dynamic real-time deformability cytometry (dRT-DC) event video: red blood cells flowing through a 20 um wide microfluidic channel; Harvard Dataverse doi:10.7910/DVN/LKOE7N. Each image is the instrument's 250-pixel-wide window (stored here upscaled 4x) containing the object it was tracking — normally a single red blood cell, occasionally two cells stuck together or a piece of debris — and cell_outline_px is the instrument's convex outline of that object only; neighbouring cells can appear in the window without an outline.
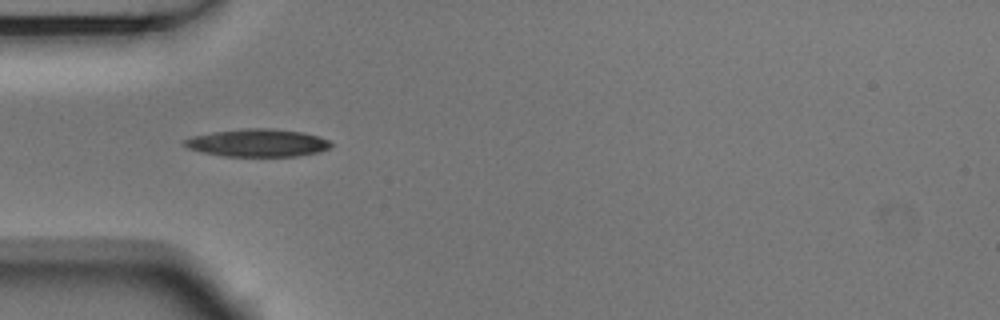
{"species": "Egyptian fruit bat (a non-hibernating species)", "species_latin": "Rousettus aegyptiacus", "temperature_condition": "room temperature", "stored_images_in_passage": 8, "camera_frame_rate_fps": 3000, "um_per_image_px": 0.085, "animal": {"sex": "male"}, "frame": {"image": 1, "passage_image": 4, "time_ms": 1.0, "image_size_px": [1000, 320], "cell_outline_px": [[332, 148], [320, 152], [300, 156], [224, 156], [200, 152], [188, 148], [184, 144], [184, 140], [192, 136], [212, 132], [244, 128], [268, 128], [304, 132], [320, 136], [328, 140], [332, 144]], "centroid_in_image_um": [21.94, 12.14], "position_along_channel_um": 63.1, "area_um2": 23.87}}
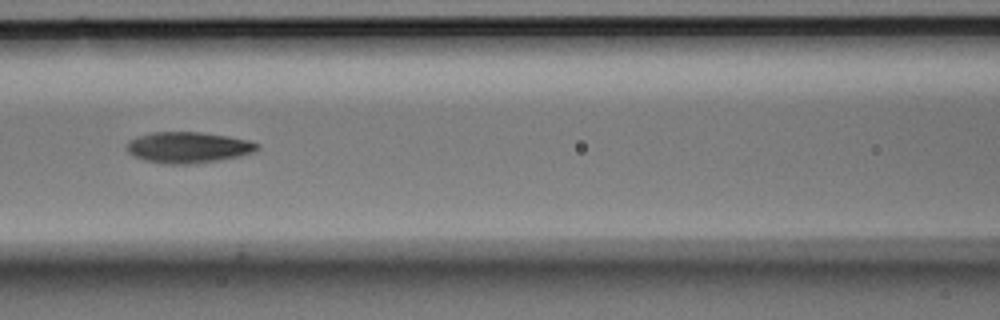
{"frame": {"image": 2, "passage_image": 6, "time_ms": 1.667, "image_size_px": [1000, 320], "cell_outline_px": [[260, 148], [252, 152], [240, 156], [196, 164], [164, 164], [144, 160], [132, 156], [124, 148], [128, 140], [136, 136], [152, 132], [200, 132], [228, 136], [248, 140], [256, 144]], "centroid_in_image_um": [15.91, 12.53], "position_along_channel_um": 150.7, "area_um2": 23.81}}
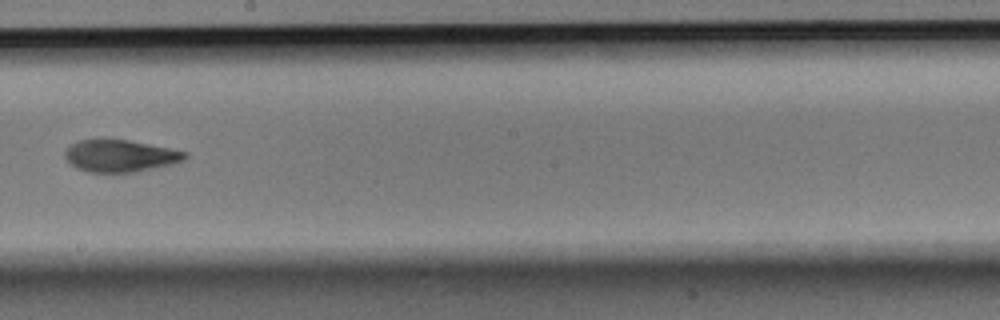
{"frame": {"image": 3, "passage_image": 8, "time_ms": 2.333, "image_size_px": [1000, 320], "cell_outline_px": [[188, 156], [184, 160], [172, 164], [132, 172], [88, 172], [76, 168], [64, 156], [64, 152], [76, 140], [128, 140], [188, 152]], "centroid_in_image_um": [10.21, 13.25], "position_along_channel_um": 238.0, "area_um2": 22.08}}